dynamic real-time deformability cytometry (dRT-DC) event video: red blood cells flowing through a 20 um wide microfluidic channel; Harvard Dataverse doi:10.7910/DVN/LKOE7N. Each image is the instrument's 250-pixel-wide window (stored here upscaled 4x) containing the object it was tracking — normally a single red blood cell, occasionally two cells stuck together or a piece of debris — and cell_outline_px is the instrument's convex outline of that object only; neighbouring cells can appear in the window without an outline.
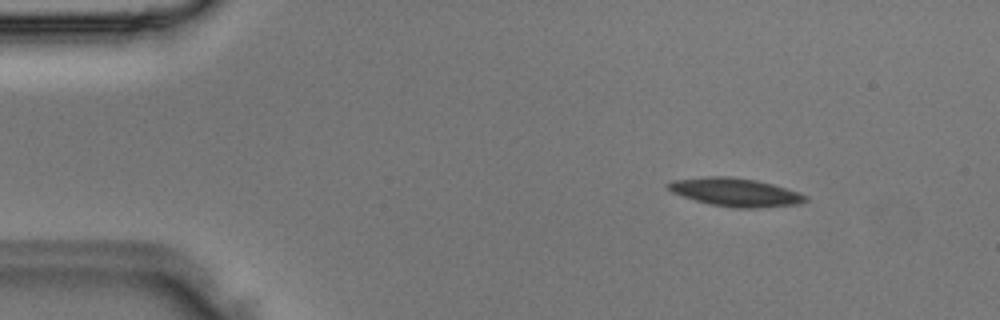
{"species": "Egyptian fruit bat (a non-hibernating species)", "species_latin": "Rousettus aegyptiacus", "temperature_condition": "room temperature", "stored_images_in_passage": 2, "camera_frame_rate_fps": 3000, "um_per_image_px": 0.085, "animal": {"sex": "male"}, "frame": {"image": 1, "passage_image": 1, "time_ms": 0.0, "image_size_px": [1000, 320], "cell_outline_px": [[808, 200], [800, 204], [756, 208], [736, 208], [712, 204], [696, 200], [672, 192], [668, 188], [668, 184], [672, 180], [708, 176], [732, 176], [756, 180], [772, 184], [800, 192], [808, 196]], "centroid_in_image_um": [62.57, 16.33], "position_along_channel_um": 22.4, "area_um2": 22.54}}
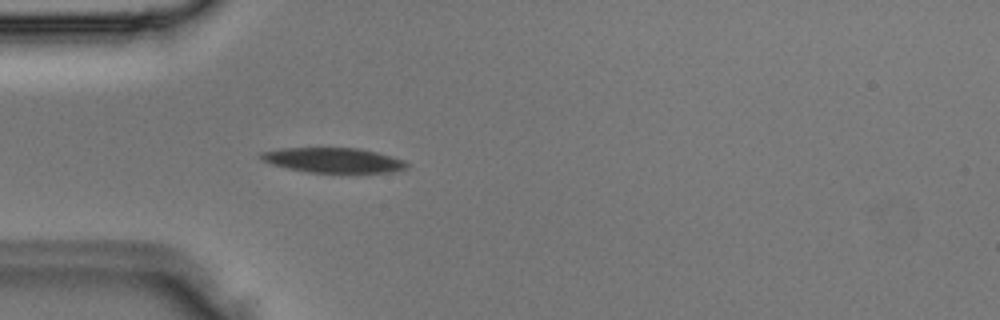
{"frame": {"image": 2, "passage_image": 2, "time_ms": 0.333, "image_size_px": [1000, 320], "cell_outline_px": [[408, 168], [392, 172], [308, 172], [288, 168], [272, 164], [256, 156], [260, 152], [280, 148], [360, 148], [376, 152], [404, 160], [408, 164]], "centroid_in_image_um": [28.31, 13.61], "position_along_channel_um": 56.7, "area_um2": 21.04}}